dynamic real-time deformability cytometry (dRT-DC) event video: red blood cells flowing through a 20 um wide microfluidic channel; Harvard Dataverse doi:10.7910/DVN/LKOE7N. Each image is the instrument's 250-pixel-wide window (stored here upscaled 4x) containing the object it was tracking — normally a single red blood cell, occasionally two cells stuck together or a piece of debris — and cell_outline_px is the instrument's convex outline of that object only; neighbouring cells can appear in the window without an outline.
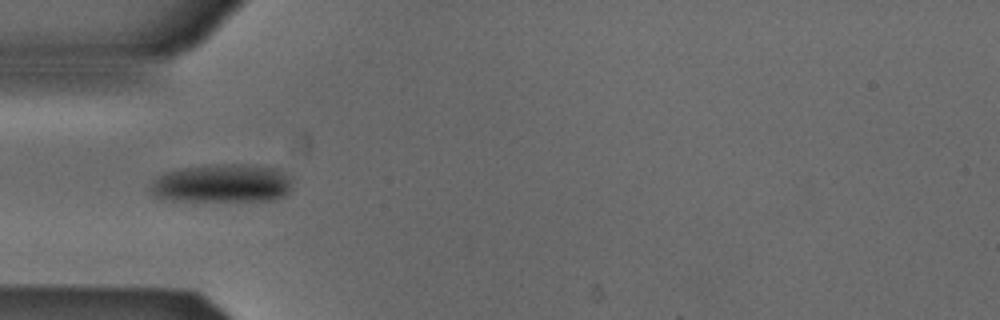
{"species": "Egyptian fruit bat (a non-hibernating species)", "species_latin": "Rousettus aegyptiacus", "temperature_condition": "cold", "stored_images_in_passage": 21, "camera_frame_rate_fps": 3000, "um_per_image_px": 0.085, "animal": {"sex": "male"}, "frame": {"image": 1, "passage_image": 2, "time_ms": 0.333, "image_size_px": [1000, 320], "cell_outline_px": [[292, 188], [284, 196], [276, 200], [172, 200], [156, 196], [148, 188], [152, 180], [164, 172], [184, 168], [232, 164], [240, 164], [276, 168], [292, 176]], "centroid_in_image_um": [18.93, 15.59], "position_along_channel_um": 66.1, "area_um2": 31.56}}
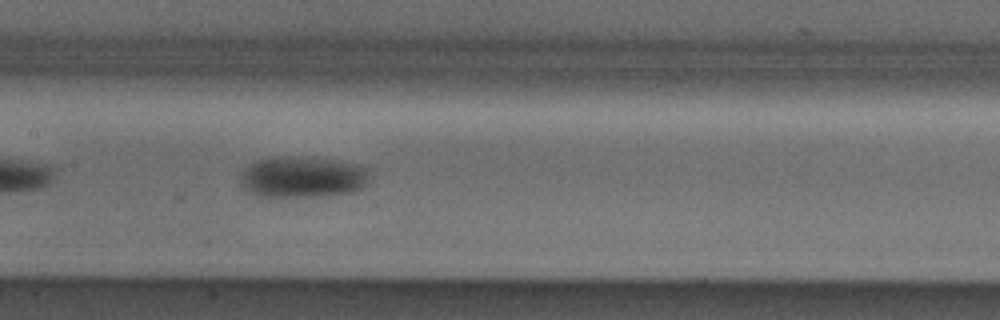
{"frame": {"image": 2, "passage_image": 11, "time_ms": 3.333, "image_size_px": [1000, 320], "cell_outline_px": [[368, 176], [364, 184], [360, 188], [352, 192], [324, 196], [256, 196], [244, 188], [240, 184], [240, 172], [248, 164], [256, 160], [288, 156], [312, 156], [340, 160], [368, 168]], "centroid_in_image_um": [25.68, 15.02], "position_along_channel_um": 181.7, "area_um2": 31.33}}
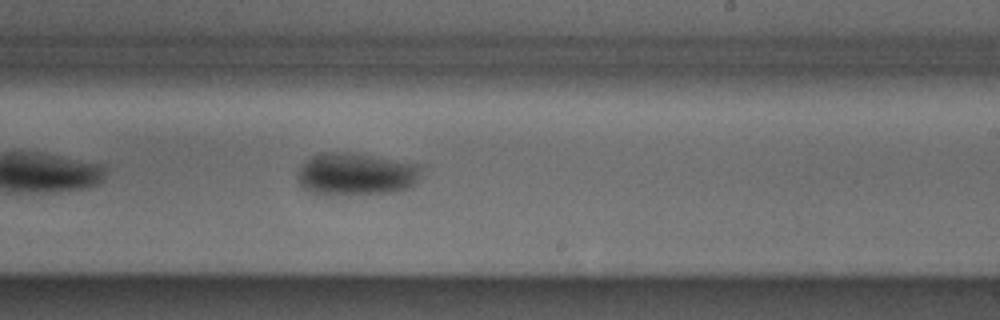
{"frame": {"image": 3, "passage_image": 17, "time_ms": 5.333, "image_size_px": [1000, 320], "cell_outline_px": [[424, 164], [416, 184], [412, 188], [392, 192], [328, 196], [324, 196], [312, 192], [304, 188], [300, 184], [296, 176], [304, 160], [320, 152], [352, 152]], "centroid_in_image_um": [30.29, 14.8], "position_along_channel_um": 258.7, "area_um2": 31.56}}